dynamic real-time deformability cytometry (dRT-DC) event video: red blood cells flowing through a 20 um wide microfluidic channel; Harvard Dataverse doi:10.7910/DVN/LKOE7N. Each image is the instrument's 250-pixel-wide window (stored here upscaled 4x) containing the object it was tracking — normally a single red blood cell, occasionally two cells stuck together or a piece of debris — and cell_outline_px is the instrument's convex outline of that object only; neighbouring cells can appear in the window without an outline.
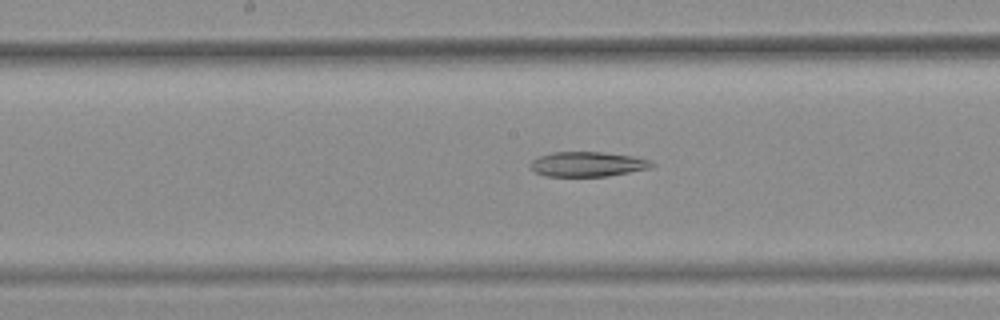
{"species": "common noctule bat (a hibernating species)", "species_latin": "Nyctalus noctula", "temperature_condition": "warm", "stored_images_in_passage": 45, "segment_of_instrument_passage": [2, 2], "camera_frame_rate_fps": 3000, "um_per_image_px": 0.085, "animal": {"sex": "female", "body_mass_g": 25.1}, "frame": {"image": 1, "passage_image": 25, "time_ms": 8.0, "image_size_px": [1000, 320], "cell_outline_px": [[656, 164], [652, 168], [608, 176], [544, 176], [528, 168], [528, 164], [532, 160], [540, 156], [552, 152], [604, 152], [632, 156], [652, 160]], "centroid_in_image_um": [49.95, 13.95], "position_along_channel_um": 198.2, "area_um2": 17.8}}
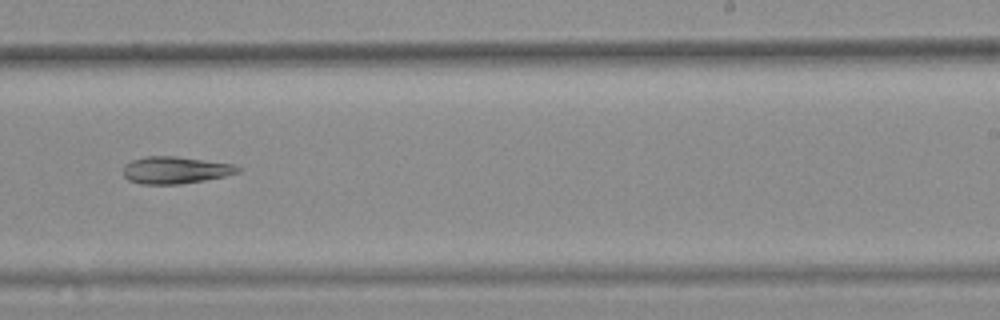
{"frame": {"image": 2, "passage_image": 31, "time_ms": 10.0, "image_size_px": [1000, 320], "cell_outline_px": [[240, 172], [224, 176], [204, 180], [180, 184], [140, 184], [128, 180], [124, 176], [124, 164], [132, 160], [144, 156], [176, 156], [232, 164], [240, 168]], "centroid_in_image_um": [14.86, 14.46], "position_along_channel_um": 274.1, "area_um2": 18.03}}
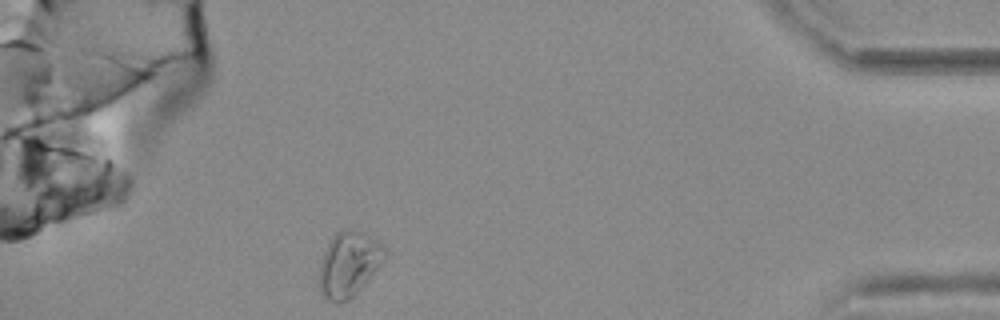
{"frame": {"image": 3, "passage_image": 45, "time_ms": 14.667, "image_size_px": [1000, 320], "cell_outline_px": [[384, 260], [360, 288], [348, 300], [340, 304], [336, 304], [328, 300], [320, 292], [320, 264], [324, 252], [332, 236], [336, 232], [348, 228], [352, 228], [364, 232], [380, 240], [384, 244]], "centroid_in_image_um": [29.65, 22.41], "position_along_channel_um": 405.6, "area_um2": 24.74}}